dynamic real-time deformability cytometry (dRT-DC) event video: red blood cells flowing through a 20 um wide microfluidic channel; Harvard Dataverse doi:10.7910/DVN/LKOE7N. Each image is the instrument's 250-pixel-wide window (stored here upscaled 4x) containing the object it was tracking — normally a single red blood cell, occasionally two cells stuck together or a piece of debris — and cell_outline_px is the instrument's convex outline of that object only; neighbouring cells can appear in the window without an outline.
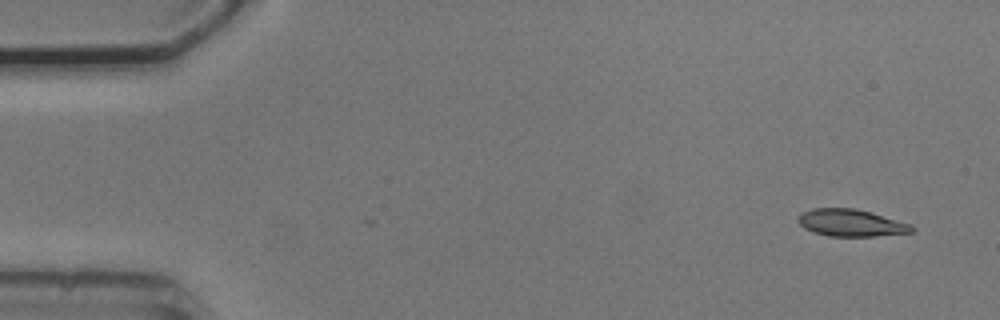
{"species": "common noctule bat (a hibernating species)", "species_latin": "Nyctalus noctula", "temperature_condition": "cold", "stored_images_in_passage": 2, "camera_frame_rate_fps": 3000, "um_per_image_px": 0.085, "animal": {"sex": "male", "body_mass_g": 20.5, "forearm_length_mm": 52.5}, "frame": {"image": 1, "passage_image": 2, "time_ms": 0.333, "image_size_px": [1000, 320], "cell_outline_px": [[916, 228], [912, 232], [876, 236], [828, 236], [804, 228], [796, 220], [800, 212], [812, 208], [852, 208], [872, 212], [912, 224]], "centroid_in_image_um": [72.34, 18.93], "position_along_channel_um": 12.7, "area_um2": 18.09}}